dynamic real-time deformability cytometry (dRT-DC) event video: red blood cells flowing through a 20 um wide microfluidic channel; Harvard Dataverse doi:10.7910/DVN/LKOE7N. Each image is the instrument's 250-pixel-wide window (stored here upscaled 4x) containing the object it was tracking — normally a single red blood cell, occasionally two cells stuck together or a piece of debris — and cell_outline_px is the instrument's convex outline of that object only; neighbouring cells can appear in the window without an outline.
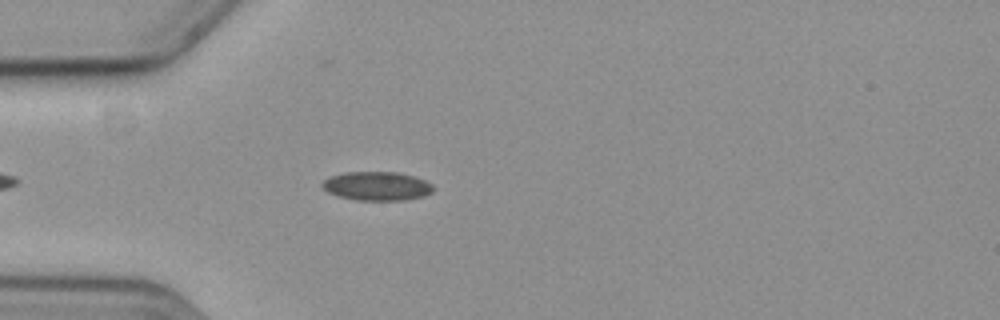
{"species": "common noctule bat (a hibernating species)", "species_latin": "Nyctalus noctula", "temperature_condition": "cold", "stored_images_in_passage": 49, "camera_frame_rate_fps": 3000, "um_per_image_px": 0.085, "animal": {"sex": "female", "body_mass_g": 19.3, "forearm_length_mm": 54.1}, "frame": {"image": 1, "passage_image": 7, "time_ms": 2.0, "image_size_px": [1000, 320], "cell_outline_px": [[432, 192], [424, 196], [404, 200], [356, 200], [340, 196], [328, 192], [320, 184], [328, 176], [344, 172], [396, 172], [412, 176], [424, 180], [432, 184]], "centroid_in_image_um": [32.01, 15.81], "position_along_channel_um": 53.0, "area_um2": 18.55}}
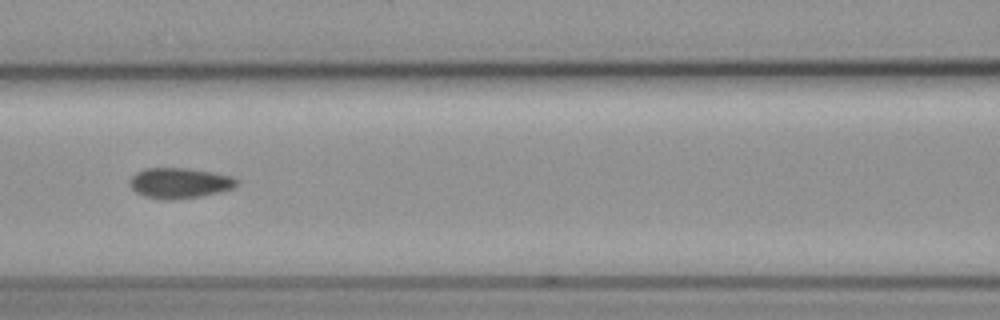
{"frame": {"image": 2, "passage_image": 16, "time_ms": 5.0, "image_size_px": [1000, 320], "cell_outline_px": [[236, 184], [232, 188], [200, 196], [176, 200], [160, 200], [144, 196], [136, 192], [128, 184], [128, 180], [136, 172], [144, 168], [188, 168], [212, 172], [232, 176], [236, 180]], "centroid_in_image_um": [15.18, 15.56], "position_along_channel_um": 151.4, "area_um2": 19.02}}
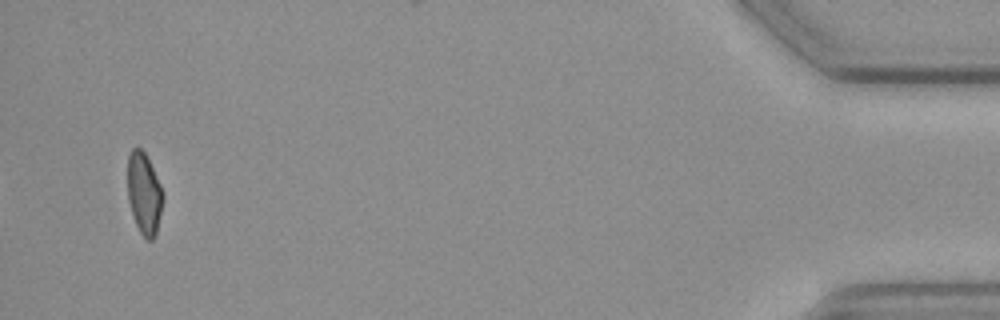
{"frame": {"image": 3, "passage_image": 46, "time_ms": 15.0, "image_size_px": [1000, 320], "cell_outline_px": [[164, 196], [156, 236], [152, 240], [148, 240], [140, 232], [136, 224], [128, 200], [128, 156], [132, 148], [140, 148], [144, 152], [164, 192]], "centroid_in_image_um": [12.26, 16.47], "position_along_channel_um": 422.9, "area_um2": 16.65}}